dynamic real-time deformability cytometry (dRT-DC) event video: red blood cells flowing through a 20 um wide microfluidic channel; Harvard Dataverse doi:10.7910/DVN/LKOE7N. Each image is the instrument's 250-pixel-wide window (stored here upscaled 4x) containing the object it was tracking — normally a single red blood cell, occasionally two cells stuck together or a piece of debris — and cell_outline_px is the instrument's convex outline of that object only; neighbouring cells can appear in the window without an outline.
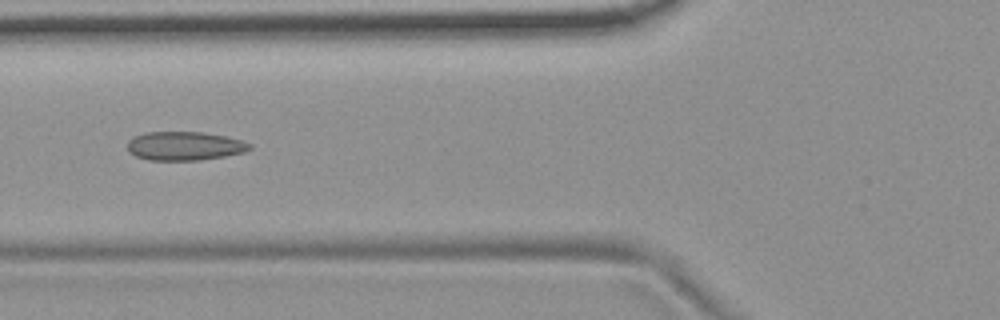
{"species": "common noctule bat (a hibernating species)", "species_latin": "Nyctalus noctula", "temperature_condition": "room temperature", "stored_images_in_passage": 4, "camera_frame_rate_fps": 3000, "um_per_image_px": 0.085, "animal": {"sex": "female", "body_mass_g": 19.9}, "frame": {"image": 1, "passage_image": 2, "time_ms": 0.333, "image_size_px": [1000, 320], "cell_outline_px": [[252, 148], [244, 152], [224, 156], [200, 160], [148, 160], [136, 156], [128, 152], [128, 140], [132, 136], [148, 132], [204, 132], [228, 136], [252, 144]], "centroid_in_image_um": [15.69, 12.4], "position_along_channel_um": 110.1, "area_um2": 20.63}}
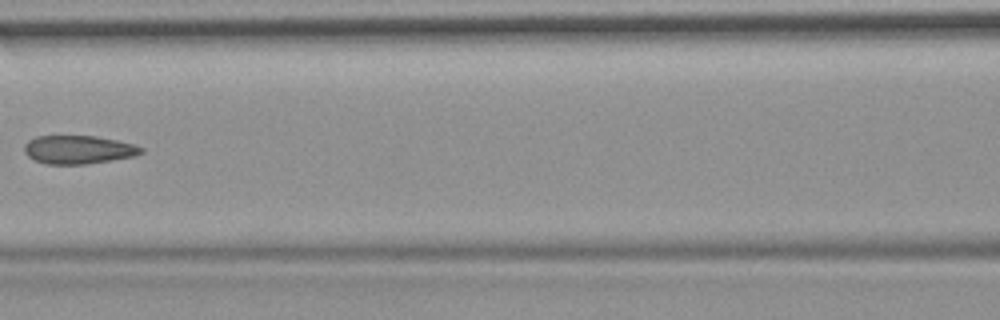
{"frame": {"image": 2, "passage_image": 3, "time_ms": 0.667, "image_size_px": [1000, 320], "cell_outline_px": [[144, 152], [136, 156], [112, 160], [84, 164], [48, 164], [36, 160], [28, 156], [24, 152], [24, 144], [28, 140], [36, 136], [96, 136], [136, 144], [144, 148]], "centroid_in_image_um": [6.7, 12.71], "position_along_channel_um": 159.9, "area_um2": 19.42}}